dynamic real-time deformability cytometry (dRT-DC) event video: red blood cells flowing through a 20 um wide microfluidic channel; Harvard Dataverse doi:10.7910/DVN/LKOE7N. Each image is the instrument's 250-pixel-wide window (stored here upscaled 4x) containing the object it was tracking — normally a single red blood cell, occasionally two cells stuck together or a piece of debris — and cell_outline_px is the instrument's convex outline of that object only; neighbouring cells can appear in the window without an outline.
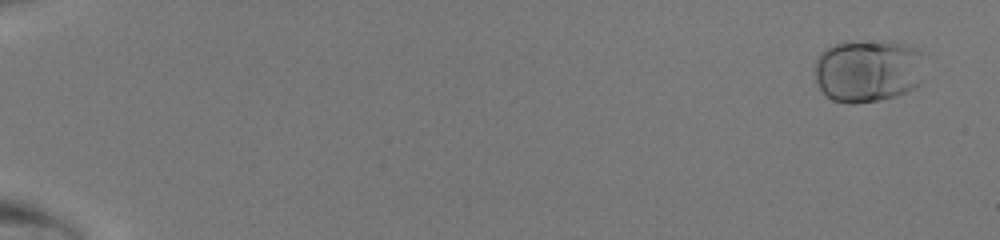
{"species": "human", "species_latin": "Homo sapiens", "temperature_condition": "room temperature", "stored_images_in_passage": 50, "camera_frame_rate_fps": 3000, "um_per_image_px": 0.085, "donor": {"sex": "male"}, "frame": {"image": 1, "passage_image": 3, "time_ms": 0.667, "image_size_px": [1000, 240], "cell_outline_px": [[924, 80], [920, 84], [896, 96], [880, 100], [856, 104], [848, 104], [832, 100], [816, 84], [812, 72], [816, 60], [820, 52], [832, 44], [880, 40], [892, 40], [908, 44], [916, 48], [920, 52]], "centroid_in_image_um": [73.76, 6.0], "position_along_channel_um": 11.2, "area_um2": 41.1}}
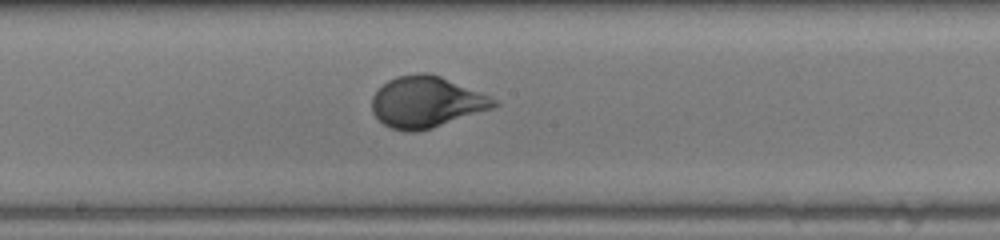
{"frame": {"image": 2, "passage_image": 30, "time_ms": 9.667, "image_size_px": [1000, 240], "cell_outline_px": [[500, 104], [492, 108], [432, 128], [416, 132], [404, 132], [392, 128], [384, 124], [372, 112], [372, 96], [388, 80], [396, 76], [416, 72], [428, 72], [440, 76], [500, 100]], "centroid_in_image_um": [36.24, 8.67], "position_along_channel_um": 212.0, "area_um2": 36.36}}
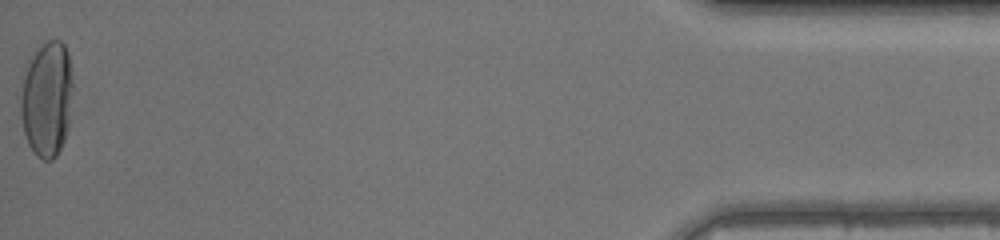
{"frame": {"image": 3, "passage_image": 50, "time_ms": 16.333, "image_size_px": [1000, 240], "cell_outline_px": [[72, 88], [68, 128], [64, 140], [56, 156], [52, 160], [44, 160], [36, 156], [28, 144], [24, 132], [20, 116], [20, 96], [24, 76], [32, 52], [48, 40], [60, 40], [64, 44], [68, 52], [72, 84]], "centroid_in_image_um": [3.97, 8.42], "position_along_channel_um": 431.2, "area_um2": 35.2}}